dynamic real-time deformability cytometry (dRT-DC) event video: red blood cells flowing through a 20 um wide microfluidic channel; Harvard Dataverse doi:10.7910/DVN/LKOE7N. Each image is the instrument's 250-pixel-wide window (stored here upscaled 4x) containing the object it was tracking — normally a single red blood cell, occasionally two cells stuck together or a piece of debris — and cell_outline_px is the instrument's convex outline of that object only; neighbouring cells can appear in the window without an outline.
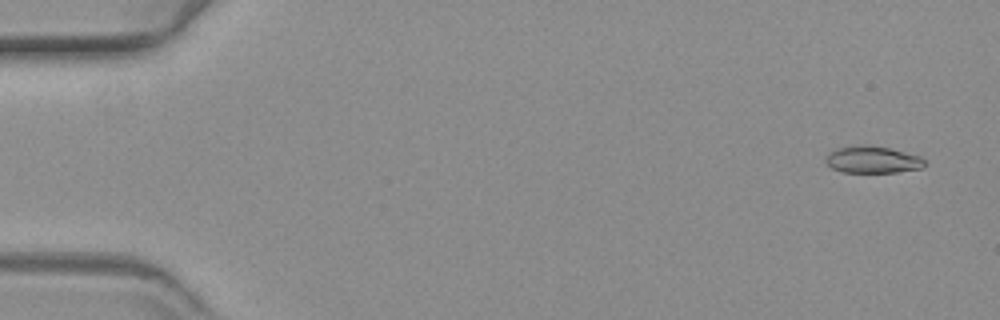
{"species": "common noctule bat (a hibernating species)", "species_latin": "Nyctalus noctula", "temperature_condition": "warm", "stored_images_in_passage": 60, "camera_frame_rate_fps": 3000, "um_per_image_px": 0.085, "animal": {"sex": "female", "body_mass_g": 19.3, "forearm_length_mm": 54.1}, "frame": {"image": 1, "passage_image": 3, "time_ms": 0.667, "image_size_px": [1000, 320], "cell_outline_px": [[924, 164], [920, 168], [896, 172], [844, 172], [832, 168], [824, 160], [836, 148], [888, 148], [920, 156], [924, 160]], "centroid_in_image_um": [74.2, 13.62], "position_along_channel_um": 10.8, "area_um2": 14.45}}
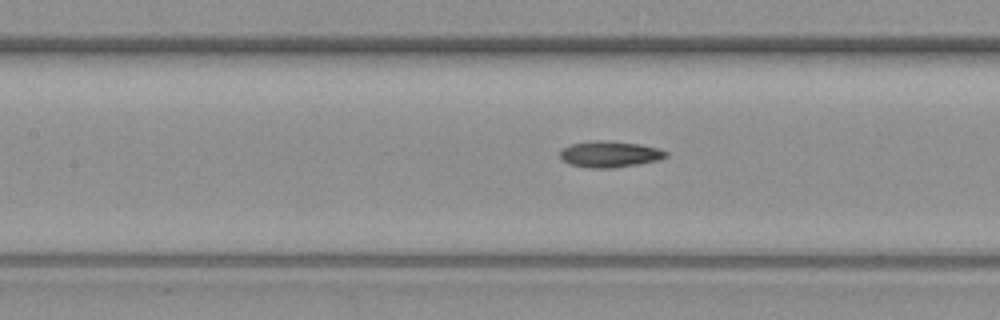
{"frame": {"image": 2, "passage_image": 27, "time_ms": 8.667, "image_size_px": [1000, 320], "cell_outline_px": [[668, 156], [656, 160], [636, 164], [612, 168], [592, 168], [568, 164], [560, 156], [560, 152], [564, 148], [572, 144], [596, 140], [608, 140], [640, 144], [656, 148], [668, 152]], "centroid_in_image_um": [51.82, 13.1], "position_along_channel_um": 155.6, "area_um2": 15.95}}
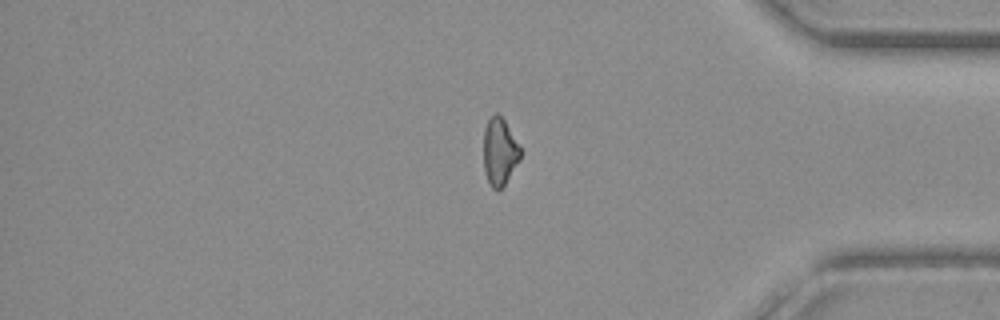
{"frame": {"image": 3, "passage_image": 49, "time_ms": 16.0, "image_size_px": [1000, 320], "cell_outline_px": [[520, 160], [504, 184], [496, 192], [492, 188], [484, 172], [484, 128], [488, 120], [496, 112], [504, 120], [520, 148]], "centroid_in_image_um": [42.45, 12.91], "position_along_channel_um": 392.8, "area_um2": 14.16}}